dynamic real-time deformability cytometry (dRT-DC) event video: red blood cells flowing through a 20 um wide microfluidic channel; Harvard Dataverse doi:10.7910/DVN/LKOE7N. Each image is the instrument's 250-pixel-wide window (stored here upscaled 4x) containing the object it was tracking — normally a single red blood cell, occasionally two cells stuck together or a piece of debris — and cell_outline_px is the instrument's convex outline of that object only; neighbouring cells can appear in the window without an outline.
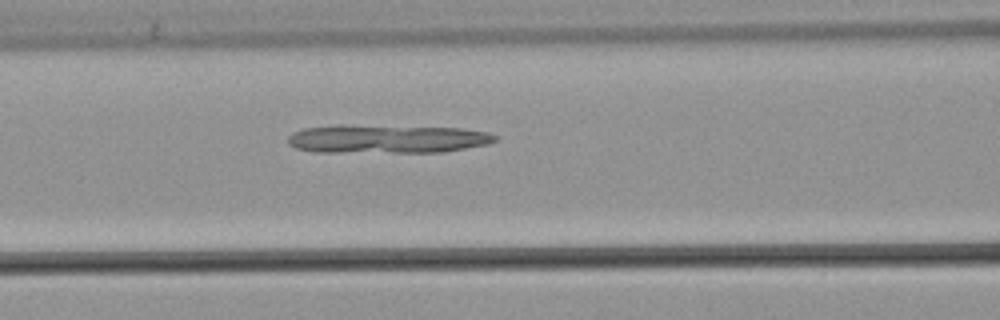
{"species": "common noctule bat (a hibernating species)", "species_latin": "Nyctalus noctula", "temperature_condition": "warm", "stored_images_in_passage": 53, "camera_frame_rate_fps": 3000, "um_per_image_px": 0.085, "animal": {"sex": "male", "body_mass_g": 21.5, "forearm_length_mm": 52.0}, "frame": {"image": 1, "passage_image": 23, "time_ms": 7.333, "image_size_px": [1000, 320], "cell_outline_px": [[496, 140], [488, 144], [444, 152], [316, 152], [296, 148], [288, 144], [288, 136], [292, 132], [304, 128], [336, 124], [352, 124], [460, 128], [488, 132], [496, 136]], "centroid_in_image_um": [32.84, 11.79], "position_along_channel_um": 133.8, "area_um2": 34.97}}
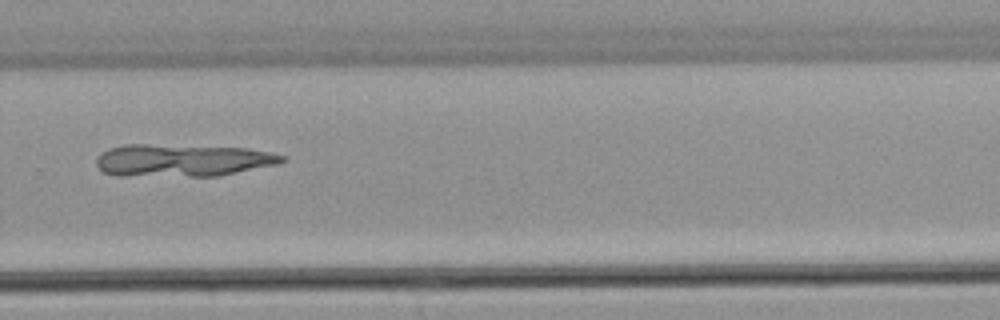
{"frame": {"image": 2, "passage_image": 37, "time_ms": 12.0, "image_size_px": [1000, 320], "cell_outline_px": [[288, 160], [280, 164], [216, 176], [116, 176], [104, 172], [96, 164], [96, 160], [100, 152], [108, 148], [124, 144], [148, 144], [248, 148], [272, 152], [284, 156]], "centroid_in_image_um": [15.51, 13.63], "position_along_channel_um": 314.3, "area_um2": 35.49}}
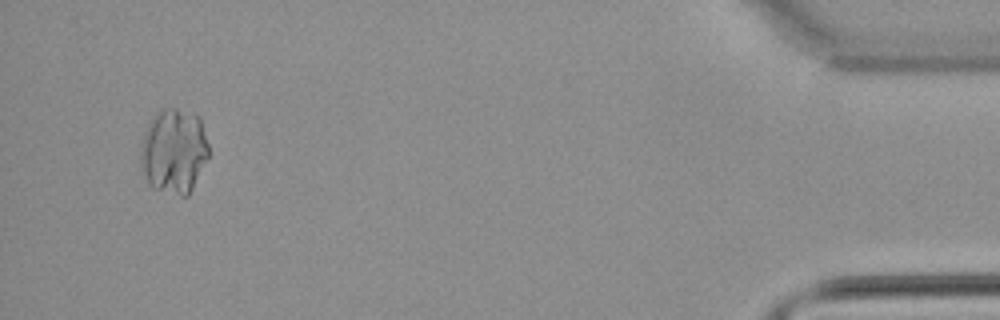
{"frame": {"image": 3, "passage_image": 51, "time_ms": 16.667, "image_size_px": [1000, 320], "cell_outline_px": [[208, 156], [188, 196], [180, 196], [156, 188], [148, 184], [140, 168], [140, 148], [144, 132], [152, 116], [160, 108], [176, 108], [200, 116], [208, 144]], "centroid_in_image_um": [14.75, 12.81], "position_along_channel_um": 420.5, "area_um2": 33.87}}